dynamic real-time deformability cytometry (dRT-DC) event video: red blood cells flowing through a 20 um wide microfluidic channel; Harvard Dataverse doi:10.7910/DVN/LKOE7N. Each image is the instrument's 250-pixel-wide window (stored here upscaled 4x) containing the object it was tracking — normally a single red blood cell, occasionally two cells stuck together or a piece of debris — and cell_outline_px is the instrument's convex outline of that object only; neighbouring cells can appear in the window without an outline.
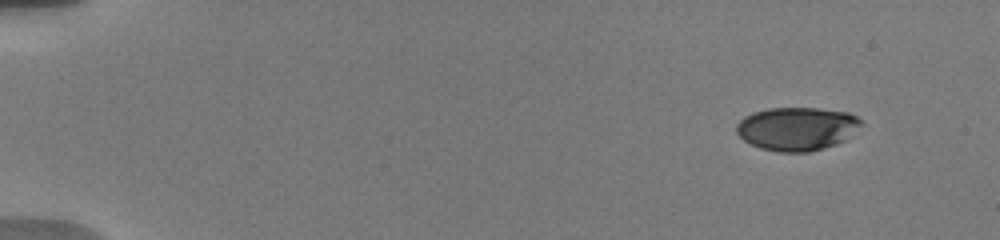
{"species": "human", "species_latin": "Homo sapiens", "temperature_condition": "warm", "stored_images_in_passage": 24, "camera_frame_rate_fps": 3000, "um_per_image_px": 0.085, "donor": {"sex": "male"}, "frame": {"image": 1, "passage_image": 1, "time_ms": 0.0, "image_size_px": [1000, 240], "cell_outline_px": [[864, 124], [844, 140], [836, 144], [824, 148], [808, 152], [776, 152], [760, 148], [744, 140], [736, 132], [736, 124], [744, 116], [752, 112], [768, 108], [816, 108], [848, 112], [864, 120]], "centroid_in_image_um": [67.75, 10.93], "position_along_channel_um": 17.3, "area_um2": 31.73}}
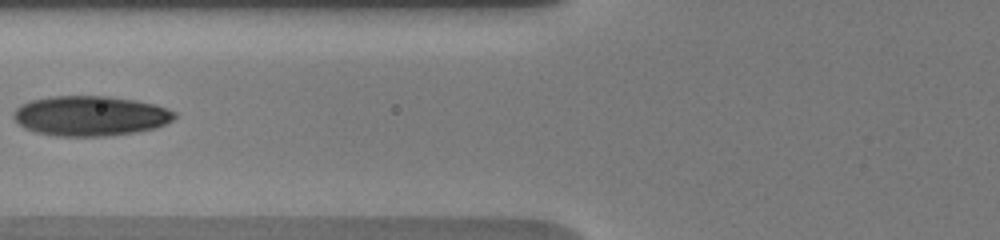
{"frame": {"image": 2, "passage_image": 12, "time_ms": 6.333, "image_size_px": [1000, 240], "cell_outline_px": [[176, 116], [172, 120], [156, 128], [136, 132], [104, 136], [56, 136], [36, 132], [24, 128], [12, 116], [12, 112], [20, 104], [32, 100], [52, 96], [108, 96], [136, 100], [156, 104], [176, 112]], "centroid_in_image_um": [7.68, 9.84], "position_along_channel_um": 118.1, "area_um2": 37.63}}
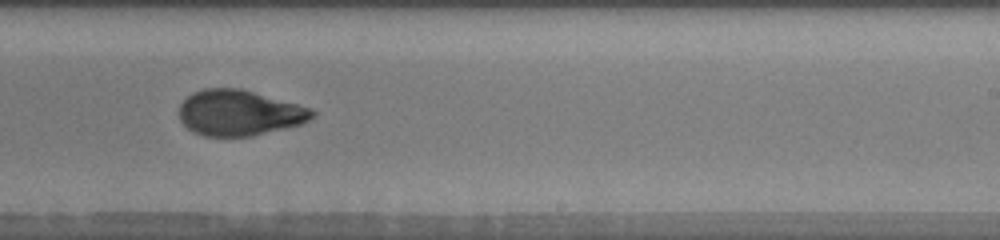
{"frame": {"image": 3, "passage_image": 16, "time_ms": 10.333, "image_size_px": [1000, 240], "cell_outline_px": [[316, 116], [304, 124], [252, 136], [204, 136], [192, 132], [180, 120], [180, 104], [192, 92], [204, 88], [240, 88], [312, 108], [316, 112]], "centroid_in_image_um": [20.37, 9.59], "position_along_channel_um": 268.6, "area_um2": 35.6}, "authors_computed_cell_mechanics": {"area_um2": 34.3621, "velocity_mm_per_s": 3.7682, "shape_relaxation_time_tau1_ms": 6.6455, "shape_relaxation_time_tau2_ms": 1.6809, "deformation_change_tau1": 0.2155, "deformation_change_tau2": 0.0745}}